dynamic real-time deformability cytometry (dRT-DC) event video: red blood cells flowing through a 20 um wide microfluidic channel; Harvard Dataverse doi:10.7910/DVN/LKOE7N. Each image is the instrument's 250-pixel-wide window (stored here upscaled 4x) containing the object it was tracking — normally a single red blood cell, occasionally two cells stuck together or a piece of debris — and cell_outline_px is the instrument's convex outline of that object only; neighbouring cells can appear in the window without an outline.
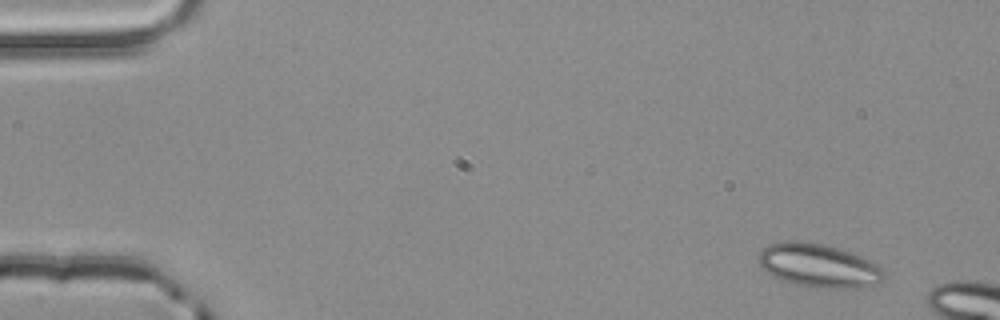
{"species": "common noctule bat (a hibernating species)", "species_latin": "Nyctalus noctula", "temperature_condition": "room temperature", "stored_images_in_passage": 3, "camera_frame_rate_fps": 3000, "um_per_image_px": 0.085, "animal": {"sex": "male", "body_mass_g": 20.4}, "frame": {"image": 1, "passage_image": 1, "time_ms": 0.0, "image_size_px": [1000, 320], "cell_outline_px": [[884, 280], [876, 284], [856, 288], [824, 288], [796, 284], [772, 276], [756, 260], [760, 252], [768, 244], [788, 240], [800, 240], [824, 244], [840, 248], [860, 256], [876, 264], [884, 272]], "centroid_in_image_um": [69.57, 22.55], "position_along_channel_um": 15.4, "area_um2": 31.73}}